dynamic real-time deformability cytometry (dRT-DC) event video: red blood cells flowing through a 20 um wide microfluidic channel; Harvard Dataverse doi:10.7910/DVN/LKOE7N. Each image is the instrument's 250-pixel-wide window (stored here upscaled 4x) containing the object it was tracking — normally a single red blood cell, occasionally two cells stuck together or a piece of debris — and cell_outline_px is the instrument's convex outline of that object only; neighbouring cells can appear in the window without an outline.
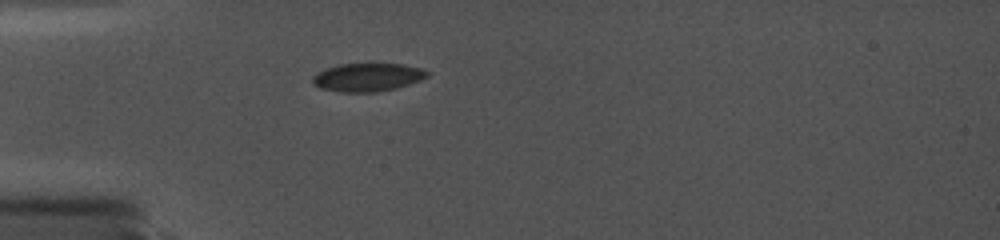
{"species": "common noctule bat (a hibernating species)", "species_latin": "Nyctalus noctula", "temperature_condition": "cold", "stored_images_in_passage": 10, "camera_frame_rate_fps": 5000, "um_per_image_px": 0.085, "animal": {"sex": "female", "body_mass_g": 19.0, "forearm_length_mm": 56.7}, "frame": {"image": 1, "passage_image": 1, "time_ms": 0.0, "image_size_px": [1000, 240], "cell_outline_px": [[428, 76], [420, 80], [396, 88], [380, 92], [340, 92], [320, 88], [312, 80], [312, 76], [328, 68], [340, 64], [400, 64], [420, 68], [428, 72]], "centroid_in_image_um": [31.25, 6.58], "position_along_channel_um": 53.8, "area_um2": 18.55}}
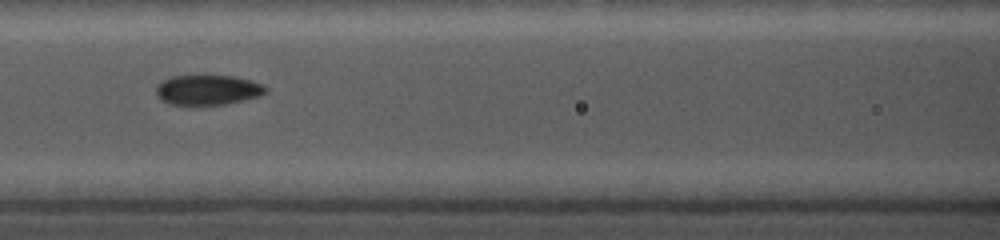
{"frame": {"image": 2, "passage_image": 7, "time_ms": 2.8, "image_size_px": [1000, 240], "cell_outline_px": [[268, 92], [260, 96], [244, 100], [224, 104], [192, 108], [172, 104], [160, 100], [156, 96], [156, 88], [164, 80], [172, 76], [196, 72], [232, 76], [248, 80], [260, 84], [268, 88]], "centroid_in_image_um": [17.6, 7.64], "position_along_channel_um": 149.0, "area_um2": 20.46}}
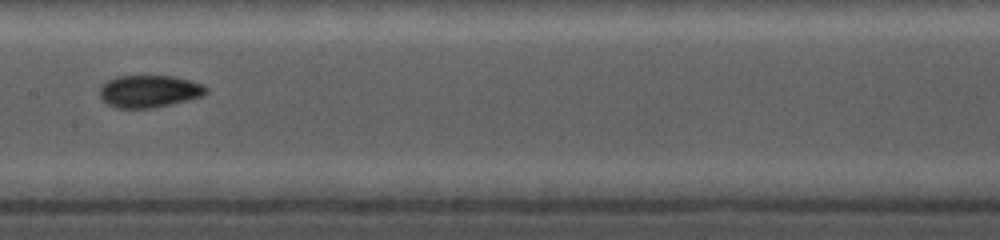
{"frame": {"image": 3, "passage_image": 9, "time_ms": 4.0, "image_size_px": [1000, 240], "cell_outline_px": [[208, 92], [204, 96], [172, 104], [152, 108], [116, 108], [108, 104], [100, 96], [100, 88], [108, 80], [116, 76], [172, 76], [188, 80], [200, 84], [208, 88]], "centroid_in_image_um": [12.7, 7.76], "position_along_channel_um": 194.7, "area_um2": 19.94}}